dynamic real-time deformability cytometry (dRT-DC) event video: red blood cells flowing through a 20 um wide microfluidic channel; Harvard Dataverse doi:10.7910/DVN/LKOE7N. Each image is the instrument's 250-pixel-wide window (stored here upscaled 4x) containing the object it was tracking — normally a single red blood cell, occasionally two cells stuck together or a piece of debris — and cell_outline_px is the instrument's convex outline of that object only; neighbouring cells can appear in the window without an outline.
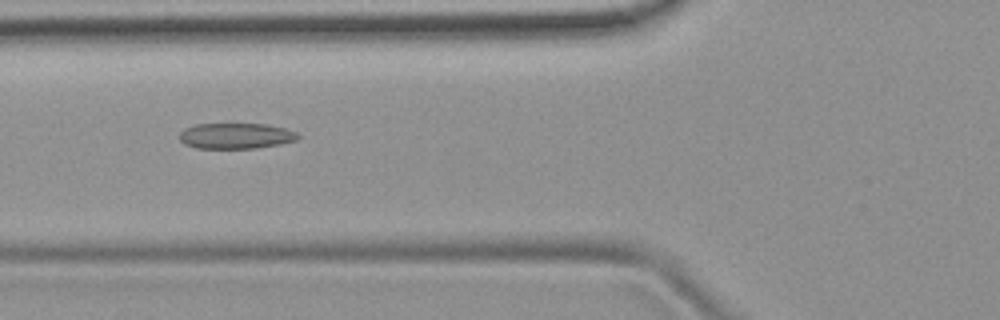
{"species": "common noctule bat (a hibernating species)", "species_latin": "Nyctalus noctula", "temperature_condition": "room temperature", "stored_images_in_passage": 52, "camera_frame_rate_fps": 3000, "um_per_image_px": 0.085, "animal": {"sex": "female", "body_mass_g": 19.9}, "frame": {"image": 1, "passage_image": 20, "time_ms": 6.333, "image_size_px": [1000, 320], "cell_outline_px": [[300, 136], [296, 140], [280, 144], [256, 148], [196, 148], [184, 144], [180, 140], [180, 132], [184, 128], [196, 124], [264, 124], [284, 128], [296, 132]], "centroid_in_image_um": [20.03, 11.55], "position_along_channel_um": 105.8, "area_um2": 17.69}}
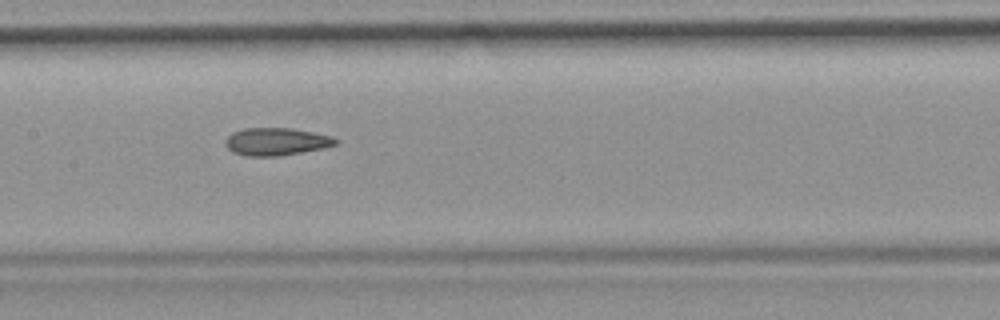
{"frame": {"image": 2, "passage_image": 26, "time_ms": 8.333, "image_size_px": [1000, 320], "cell_outline_px": [[340, 140], [336, 144], [324, 148], [280, 156], [244, 156], [232, 152], [228, 148], [228, 136], [232, 132], [244, 128], [292, 128], [332, 136]], "centroid_in_image_um": [23.52, 12.04], "position_along_channel_um": 183.9, "area_um2": 17.69}}
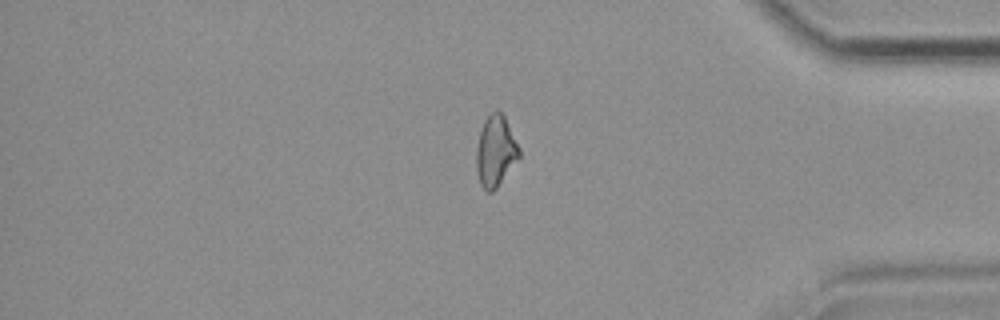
{"frame": {"image": 3, "passage_image": 44, "time_ms": 14.333, "image_size_px": [1000, 320], "cell_outline_px": [[520, 156], [496, 188], [492, 192], [488, 192], [480, 184], [476, 168], [476, 148], [480, 132], [484, 120], [496, 108], [504, 116], [520, 148]], "centroid_in_image_um": [42.11, 12.83], "position_along_channel_um": 393.1, "area_um2": 17.51}, "authors_computed_cell_mechanics": {"area_um2": 17.918, "velocity_mm_per_s": 3.8997, "shape_relaxation_time_tau1_ms": null, "shape_relaxation_time_tau2_ms": 1.4155, "deformation_change_tau1": null, "deformation_change_tau2": 0.0862}}